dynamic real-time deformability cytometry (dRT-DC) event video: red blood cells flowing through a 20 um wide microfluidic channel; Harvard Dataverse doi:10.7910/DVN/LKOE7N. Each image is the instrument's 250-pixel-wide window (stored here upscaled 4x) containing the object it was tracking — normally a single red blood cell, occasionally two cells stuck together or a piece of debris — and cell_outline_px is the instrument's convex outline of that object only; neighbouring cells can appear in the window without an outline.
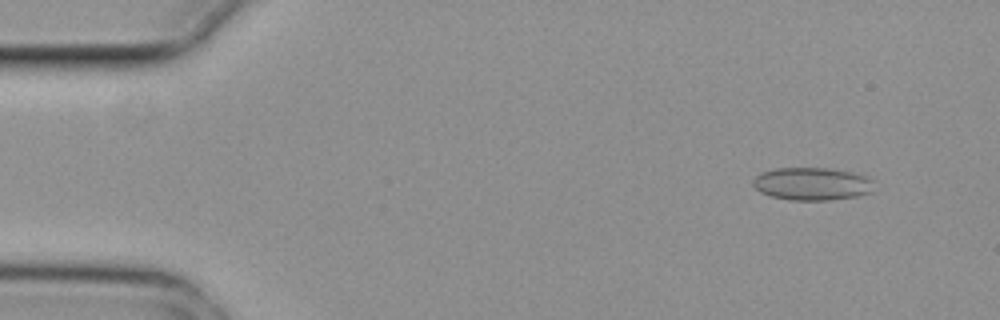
{"species": "common noctule bat (a hibernating species)", "species_latin": "Nyctalus noctula", "temperature_condition": "cold", "stored_images_in_passage": 6, "camera_frame_rate_fps": 3000, "um_per_image_px": 0.085, "animal": {"sex": "female", "body_mass_g": 29.2, "forearm_length_mm": 56.3}, "frame": {"image": 1, "passage_image": 2, "time_ms": 0.333, "image_size_px": [1000, 320], "cell_outline_px": [[872, 192], [860, 196], [828, 200], [792, 200], [772, 196], [760, 192], [752, 184], [752, 180], [760, 172], [776, 168], [832, 168], [852, 172], [868, 176], [872, 180]], "centroid_in_image_um": [69.03, 15.62], "position_along_channel_um": 16.0, "area_um2": 23.29}}
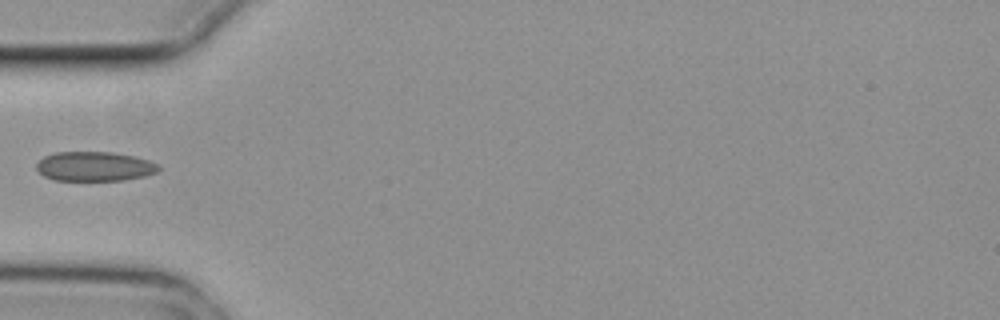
{"frame": {"image": 2, "passage_image": 5, "time_ms": 1.333, "image_size_px": [1000, 320], "cell_outline_px": [[160, 168], [156, 172], [144, 176], [120, 180], [56, 180], [44, 176], [36, 168], [36, 164], [44, 156], [56, 152], [112, 152], [136, 156], [160, 164]], "centroid_in_image_um": [8.05, 14.13], "position_along_channel_um": 76.9, "area_um2": 20.92}}
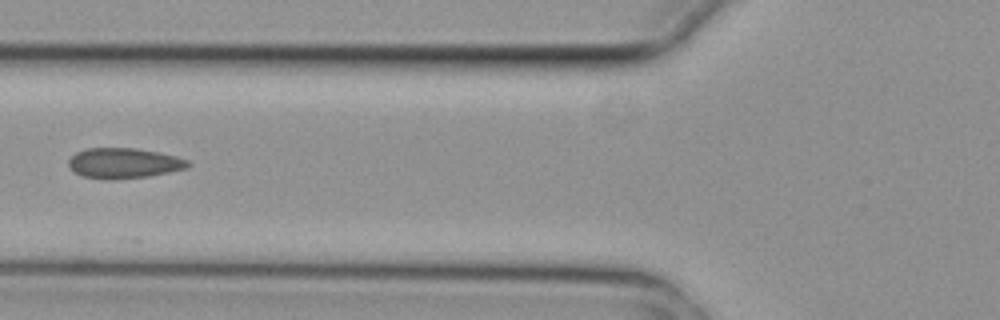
{"frame": {"image": 3, "passage_image": 6, "time_ms": 1.667, "image_size_px": [1000, 320], "cell_outline_px": [[192, 164], [188, 168], [148, 176], [116, 180], [108, 180], [80, 176], [68, 164], [68, 160], [76, 152], [88, 148], [136, 148], [176, 156], [188, 160]], "centroid_in_image_um": [10.53, 13.88], "position_along_channel_um": 115.3, "area_um2": 21.15}}